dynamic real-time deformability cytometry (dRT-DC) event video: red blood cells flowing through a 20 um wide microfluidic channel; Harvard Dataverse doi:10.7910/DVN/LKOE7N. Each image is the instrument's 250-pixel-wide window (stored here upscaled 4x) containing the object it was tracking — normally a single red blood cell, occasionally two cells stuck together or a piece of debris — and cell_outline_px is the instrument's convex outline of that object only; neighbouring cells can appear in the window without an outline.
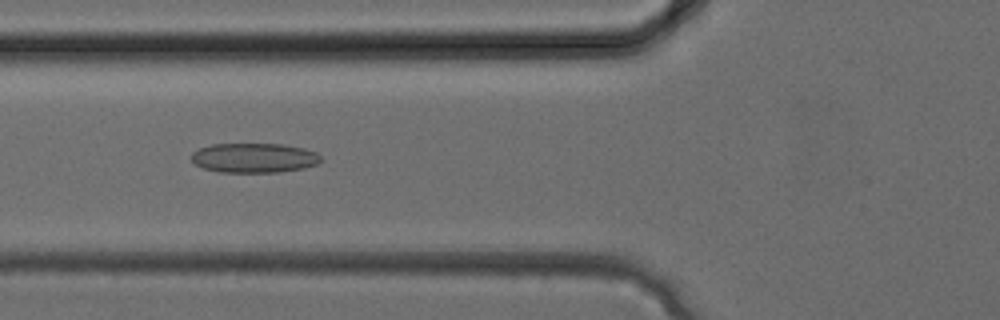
{"species": "common noctule bat (a hibernating species)", "species_latin": "Nyctalus noctula", "temperature_condition": "cold", "stored_images_in_passage": 22, "camera_frame_rate_fps": 3000, "um_per_image_px": 0.085, "animal": {"sex": "female", "body_mass_g": 24.6, "forearm_length_mm": 56.2}, "frame": {"image": 1, "passage_image": 3, "time_ms": 0.667, "image_size_px": [1000, 320], "cell_outline_px": [[320, 160], [316, 164], [304, 168], [280, 172], [220, 172], [204, 168], [196, 164], [192, 160], [192, 152], [200, 148], [212, 144], [284, 144], [304, 148], [316, 152], [320, 156]], "centroid_in_image_um": [21.61, 13.41], "position_along_channel_um": 104.2, "area_um2": 22.25}}
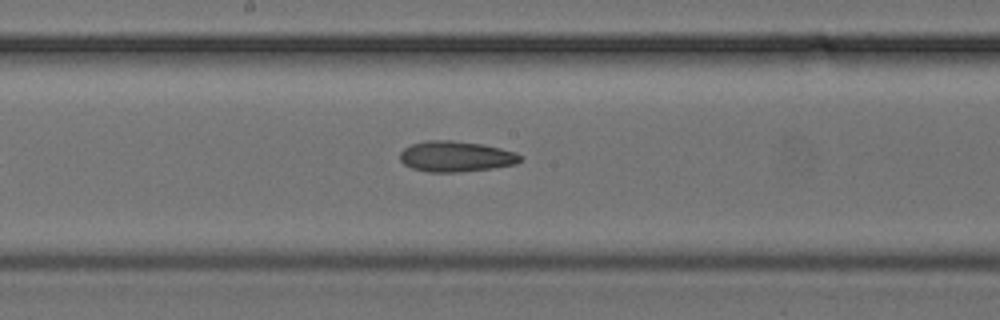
{"frame": {"image": 2, "passage_image": 8, "time_ms": 2.333, "image_size_px": [1000, 320], "cell_outline_px": [[524, 156], [516, 164], [492, 168], [460, 172], [428, 172], [412, 168], [404, 164], [400, 160], [400, 152], [404, 148], [412, 144], [428, 140], [452, 140], [484, 144], [516, 152]], "centroid_in_image_um": [38.76, 13.29], "position_along_channel_um": 209.4, "area_um2": 21.62}}
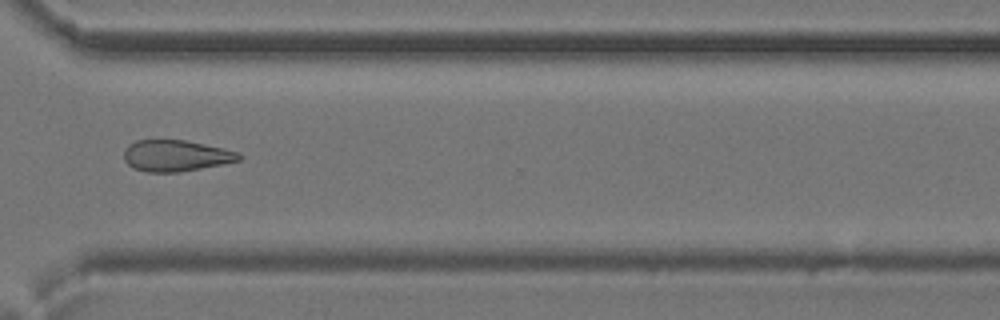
{"frame": {"image": 3, "passage_image": 15, "time_ms": 4.667, "image_size_px": [1000, 320], "cell_outline_px": [[244, 156], [240, 160], [224, 164], [180, 172], [148, 172], [132, 168], [124, 160], [124, 148], [128, 144], [136, 140], [184, 140], [224, 148], [240, 152]], "centroid_in_image_um": [14.96, 13.23], "position_along_channel_um": 355.6, "area_um2": 21.21}}